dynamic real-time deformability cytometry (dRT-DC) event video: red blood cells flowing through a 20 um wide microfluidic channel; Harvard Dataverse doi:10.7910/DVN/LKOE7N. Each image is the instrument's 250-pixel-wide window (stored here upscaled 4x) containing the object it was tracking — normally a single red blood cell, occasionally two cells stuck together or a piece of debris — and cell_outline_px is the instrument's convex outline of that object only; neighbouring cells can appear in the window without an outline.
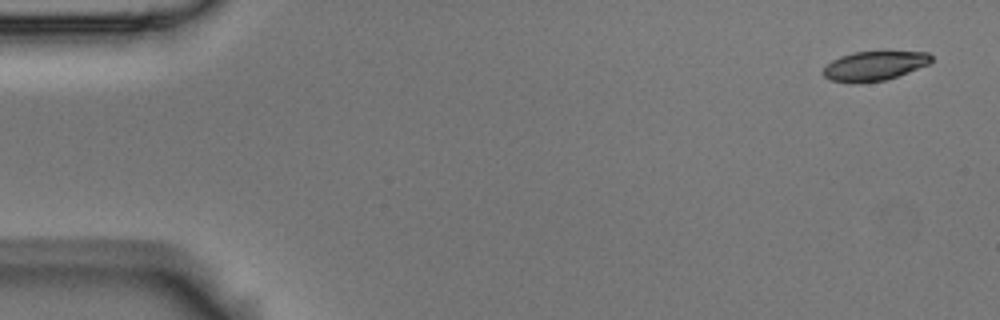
{"species": "Egyptian fruit bat (a non-hibernating species)", "species_latin": "Rousettus aegyptiacus", "temperature_condition": "room temperature", "stored_images_in_passage": 5, "camera_frame_rate_fps": 3000, "um_per_image_px": 0.085, "animal": {"sex": "male"}, "frame": {"image": 1, "passage_image": 1, "time_ms": 0.0, "image_size_px": [1000, 320], "cell_outline_px": [[932, 60], [928, 64], [908, 72], [884, 80], [832, 80], [824, 76], [820, 72], [832, 60], [840, 56], [852, 52], [888, 48], [928, 52], [932, 56]], "centroid_in_image_um": [74.41, 5.48], "position_along_channel_um": 10.6, "area_um2": 18.73}}
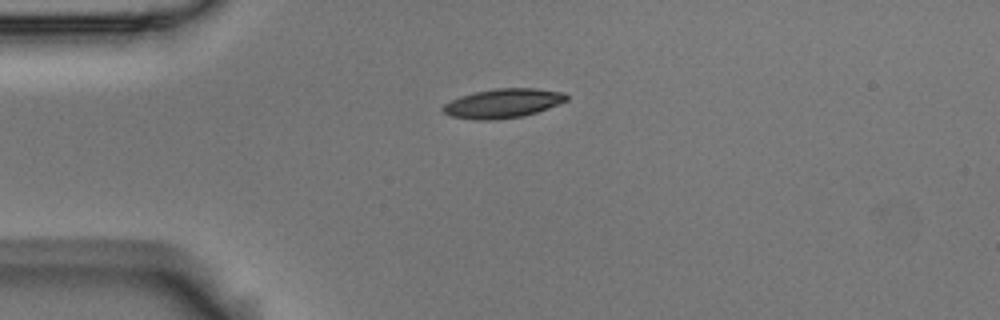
{"frame": {"image": 2, "passage_image": 4, "time_ms": 1.0, "image_size_px": [1000, 320], "cell_outline_px": [[568, 100], [548, 108], [524, 116], [496, 120], [476, 120], [452, 116], [444, 112], [440, 108], [444, 104], [460, 96], [476, 92], [496, 88], [536, 88], [564, 92], [568, 96]], "centroid_in_image_um": [42.76, 8.78], "position_along_channel_um": 42.2, "area_um2": 21.04}}